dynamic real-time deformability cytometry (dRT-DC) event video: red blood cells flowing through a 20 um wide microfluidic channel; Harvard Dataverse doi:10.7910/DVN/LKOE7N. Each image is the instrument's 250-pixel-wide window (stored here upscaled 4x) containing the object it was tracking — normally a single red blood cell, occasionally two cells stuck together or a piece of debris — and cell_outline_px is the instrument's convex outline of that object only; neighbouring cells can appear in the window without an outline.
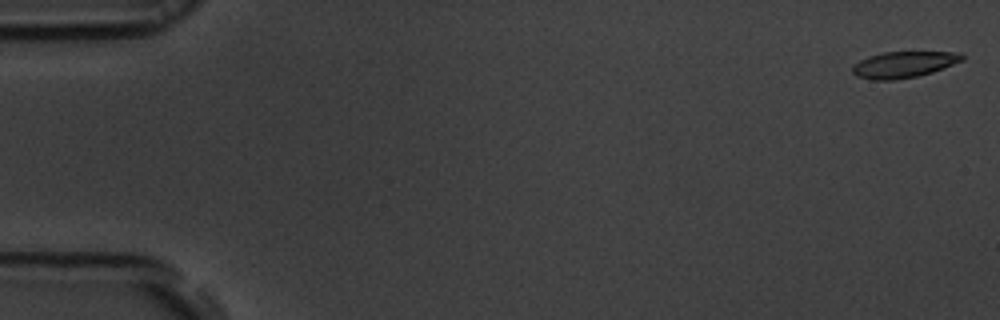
{"species": "common noctule bat (a hibernating species)", "species_latin": "Nyctalus noctula", "temperature_condition": "room temperature", "stored_images_in_passage": 55, "camera_frame_rate_fps": 3000, "um_per_image_px": 0.085, "animal": {"sex": "male", "body_mass_g": 19.5, "forearm_length_mm": 54.6}, "frame": {"image": 1, "passage_image": 1, "time_ms": 0.0, "image_size_px": [1000, 320], "cell_outline_px": [[964, 60], [932, 72], [916, 76], [896, 80], [872, 80], [856, 76], [852, 72], [852, 64], [868, 56], [884, 52], [956, 52], [964, 56]], "centroid_in_image_um": [76.77, 5.49], "position_along_channel_um": 8.2, "area_um2": 16.76}}
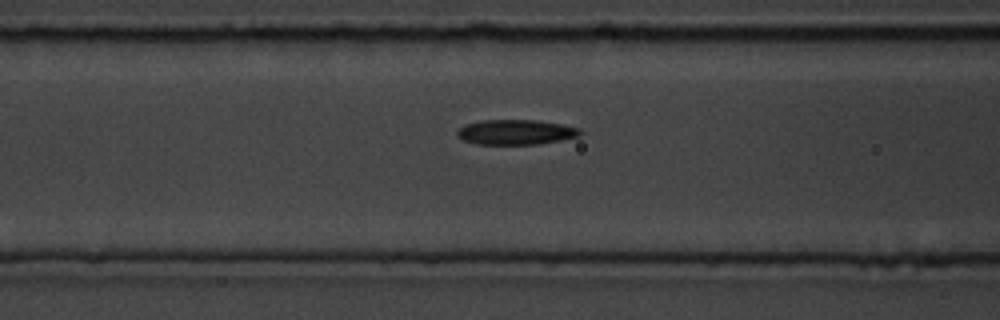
{"frame": {"image": 2, "passage_image": 22, "time_ms": 7.0, "image_size_px": [1000, 320], "cell_outline_px": [[584, 132], [580, 136], [540, 144], [476, 144], [464, 140], [456, 136], [456, 132], [464, 124], [480, 120], [536, 120], [560, 124], [580, 128]], "centroid_in_image_um": [43.84, 11.23], "position_along_channel_um": 122.8, "area_um2": 18.03}}
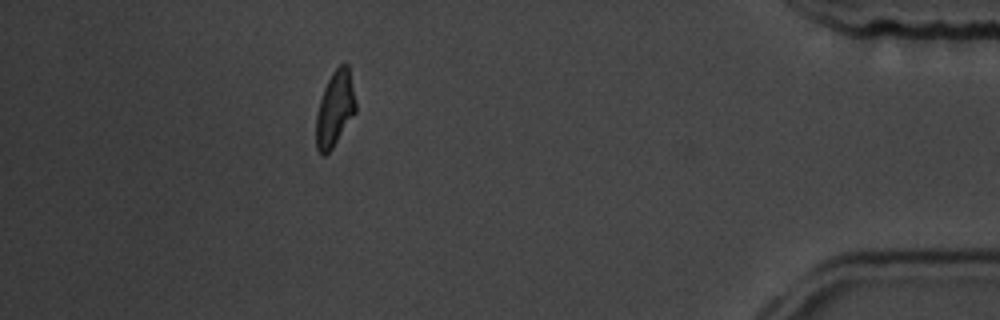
{"frame": {"image": 3, "passage_image": 49, "time_ms": 16.0, "image_size_px": [1000, 320], "cell_outline_px": [[356, 112], [332, 148], [324, 156], [320, 156], [316, 148], [316, 116], [320, 100], [324, 88], [332, 72], [340, 64], [348, 64], [356, 100]], "centroid_in_image_um": [28.47, 9.26], "position_along_channel_um": 406.7, "area_um2": 17.4}, "authors_computed_cell_mechanics": {"area_um2": 17.918, "velocity_mm_per_s": 3.7175, "shape_relaxation_time_tau1_ms": 4.3572, "shape_relaxation_time_tau2_ms": 2.8768, "deformation_change_tau1": 0.1468, "deformation_change_tau2": 0.0898}}